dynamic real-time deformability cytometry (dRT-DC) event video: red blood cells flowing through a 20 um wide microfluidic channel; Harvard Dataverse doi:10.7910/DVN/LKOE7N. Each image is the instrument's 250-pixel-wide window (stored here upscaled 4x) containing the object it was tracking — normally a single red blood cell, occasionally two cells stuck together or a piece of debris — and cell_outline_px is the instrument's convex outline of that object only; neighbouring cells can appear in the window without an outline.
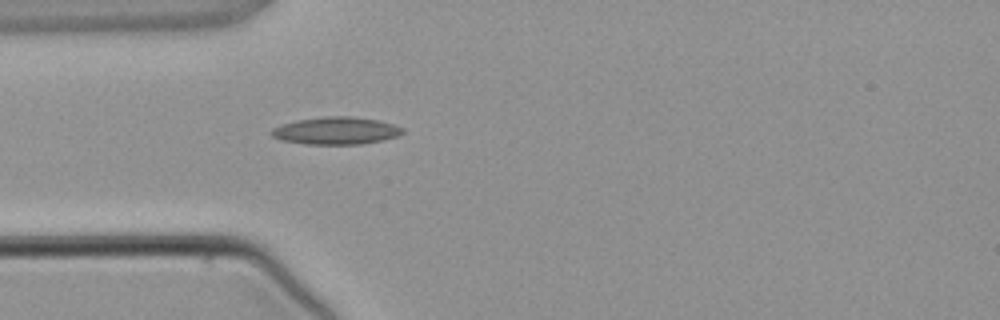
{"species": "common noctule bat (a hibernating species)", "species_latin": "Nyctalus noctula", "temperature_condition": "warm", "stored_images_in_passage": 4, "camera_frame_rate_fps": 3000, "um_per_image_px": 0.085, "animal": {"sex": "male", "body_mass_g": 21.5, "forearm_length_mm": 52.0}, "frame": {"image": 1, "passage_image": 4, "time_ms": 3.667, "image_size_px": [1000, 320], "cell_outline_px": [[404, 132], [396, 136], [384, 140], [360, 144], [304, 144], [280, 140], [272, 136], [268, 132], [272, 128], [280, 124], [296, 120], [324, 116], [348, 116], [376, 120], [392, 124], [404, 128]], "centroid_in_image_um": [28.5, 11.11], "position_along_channel_um": 56.5, "area_um2": 21.04}}